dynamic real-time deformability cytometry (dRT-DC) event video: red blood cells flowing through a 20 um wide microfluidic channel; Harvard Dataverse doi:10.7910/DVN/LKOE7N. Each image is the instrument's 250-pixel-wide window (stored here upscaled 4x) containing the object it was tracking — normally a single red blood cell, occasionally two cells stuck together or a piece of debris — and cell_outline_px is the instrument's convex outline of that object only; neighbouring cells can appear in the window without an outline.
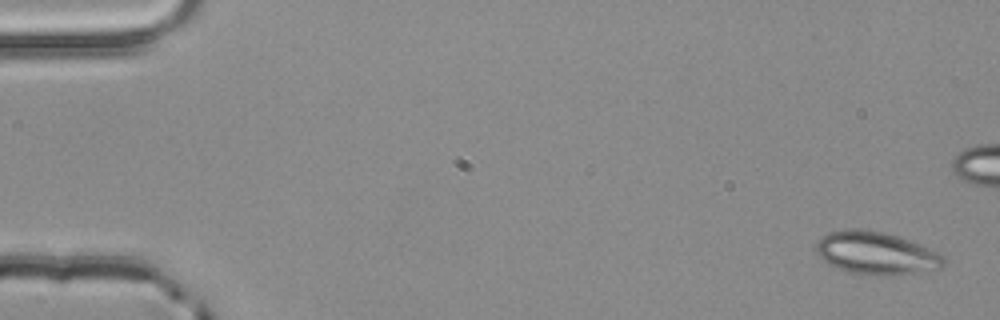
{"species": "common noctule bat (a hibernating species)", "species_latin": "Nyctalus noctula", "temperature_condition": "room temperature", "stored_images_in_passage": 4, "camera_frame_rate_fps": 3000, "um_per_image_px": 0.085, "animal": {"sex": "male", "body_mass_g": 20.4}, "frame": {"image": 1, "passage_image": 1, "time_ms": 0.0, "image_size_px": [1000, 320], "cell_outline_px": [[944, 264], [940, 268], [916, 272], [884, 276], [868, 276], [848, 272], [828, 264], [816, 252], [816, 244], [828, 232], [844, 228], [856, 228], [884, 232], [908, 240], [936, 252], [944, 256]], "centroid_in_image_um": [74.42, 21.52], "position_along_channel_um": 10.6, "area_um2": 31.56}}